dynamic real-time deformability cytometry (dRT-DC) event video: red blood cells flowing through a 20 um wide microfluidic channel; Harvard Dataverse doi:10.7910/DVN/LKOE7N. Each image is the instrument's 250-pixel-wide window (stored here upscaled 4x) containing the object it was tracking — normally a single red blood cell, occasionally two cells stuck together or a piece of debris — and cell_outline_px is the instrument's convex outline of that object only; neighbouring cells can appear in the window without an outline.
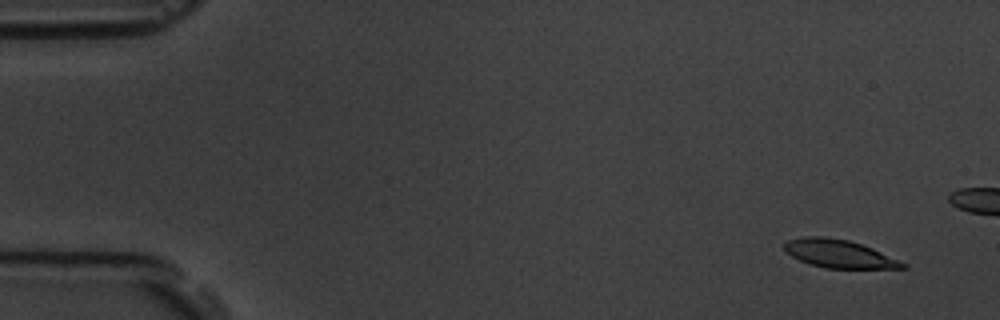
{"species": "common noctule bat (a hibernating species)", "species_latin": "Nyctalus noctula", "temperature_condition": "room temperature", "stored_images_in_passage": 5, "camera_frame_rate_fps": 3000, "um_per_image_px": 0.085, "animal": {"sex": "male", "body_mass_g": 19.5, "forearm_length_mm": 54.6}, "frame": {"image": 1, "passage_image": 1, "time_ms": 0.0, "image_size_px": [1000, 320], "cell_outline_px": [[908, 268], [824, 268], [808, 264], [784, 252], [784, 244], [788, 240], [804, 236], [824, 236], [848, 240], [872, 248], [908, 264]], "centroid_in_image_um": [71.29, 21.57], "position_along_channel_um": 13.7, "area_um2": 19.36}}